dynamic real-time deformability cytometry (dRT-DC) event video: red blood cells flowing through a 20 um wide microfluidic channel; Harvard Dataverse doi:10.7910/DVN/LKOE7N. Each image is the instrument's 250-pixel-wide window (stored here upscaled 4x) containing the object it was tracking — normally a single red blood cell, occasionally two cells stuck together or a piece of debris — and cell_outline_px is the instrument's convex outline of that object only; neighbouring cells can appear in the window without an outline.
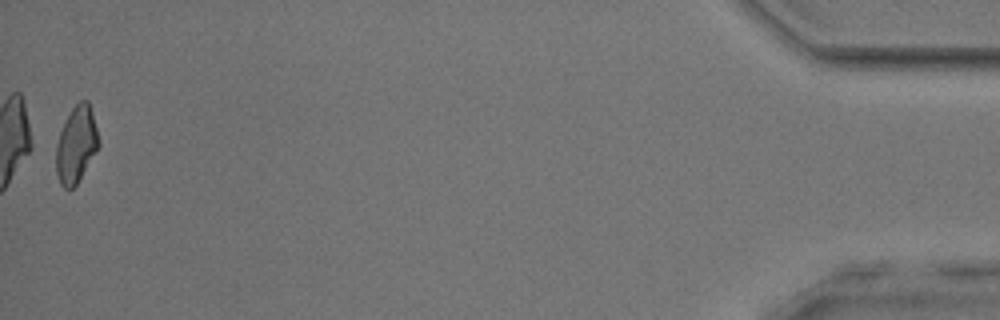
{"species": "common noctule bat (a hibernating species)", "species_latin": "Nyctalus noctula", "temperature_condition": "room temperature", "stored_images_in_passage": 53, "camera_frame_rate_fps": 3000, "um_per_image_px": 0.085, "animal": {"sex": "male", "body_mass_g": 17.9, "forearm_length_mm": 54.2}, "frame": {"image": 1, "passage_image": 53, "time_ms": 17.333, "image_size_px": [1000, 320], "cell_outline_px": [[100, 144], [96, 152], [76, 184], [72, 188], [64, 188], [60, 184], [56, 172], [56, 144], [60, 132], [72, 108], [80, 100], [88, 100], [92, 112]], "centroid_in_image_um": [6.48, 12.29], "position_along_channel_um": 428.7, "area_um2": 18.67}, "authors_computed_cell_mechanics": {"area_um2": 20.0566, "velocity_mm_per_s": 3.8824, "shape_relaxation_time_tau1_ms": null, "shape_relaxation_time_tau2_ms": 2.8965, "deformation_change_tau1": null, "deformation_change_tau2": 0.1014}}